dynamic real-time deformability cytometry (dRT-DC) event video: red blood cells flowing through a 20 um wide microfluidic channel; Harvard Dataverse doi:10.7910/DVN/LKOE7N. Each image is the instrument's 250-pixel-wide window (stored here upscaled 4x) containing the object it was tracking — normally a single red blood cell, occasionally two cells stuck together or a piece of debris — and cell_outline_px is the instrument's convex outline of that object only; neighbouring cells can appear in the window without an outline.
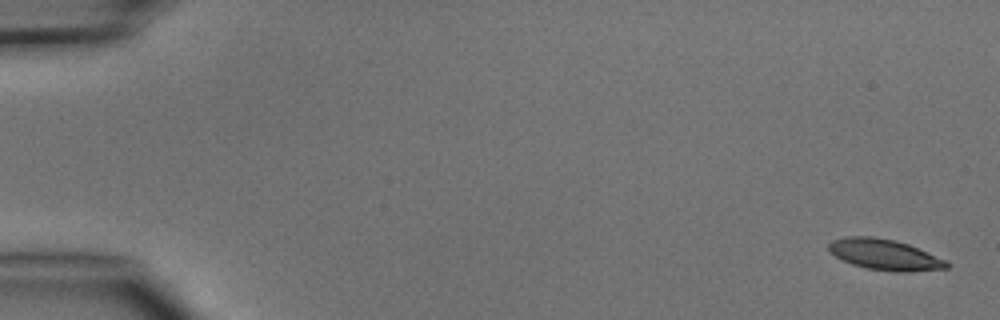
{"species": "common noctule bat (a hibernating species)", "species_latin": "Nyctalus noctula", "temperature_condition": "cold", "stored_images_in_passage": 2, "camera_frame_rate_fps": 3000, "um_per_image_px": 0.085, "animal": {"sex": "male", "body_mass_g": 15.6}, "frame": {"image": 1, "passage_image": 2, "time_ms": 1.333, "image_size_px": [1000, 320], "cell_outline_px": [[948, 268], [908, 272], [896, 272], [868, 268], [852, 264], [828, 252], [828, 244], [832, 240], [848, 236], [872, 236], [896, 240], [908, 244], [948, 260]], "centroid_in_image_um": [75.21, 21.63], "position_along_channel_um": 9.8, "area_um2": 21.21}}